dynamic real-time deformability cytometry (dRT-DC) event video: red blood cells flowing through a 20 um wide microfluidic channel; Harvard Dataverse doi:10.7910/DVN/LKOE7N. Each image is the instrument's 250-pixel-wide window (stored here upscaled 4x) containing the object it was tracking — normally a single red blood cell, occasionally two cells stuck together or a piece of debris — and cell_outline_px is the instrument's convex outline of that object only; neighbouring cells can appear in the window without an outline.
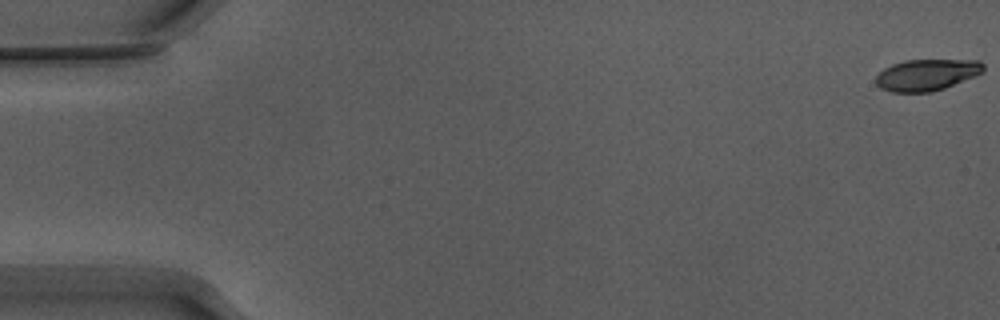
{"species": "Egyptian fruit bat (a non-hibernating species)", "species_latin": "Rousettus aegyptiacus", "temperature_condition": "warm", "stored_images_in_passage": 54, "camera_frame_rate_fps": 3000, "um_per_image_px": 0.085, "animal": {"sex": "male"}, "frame": {"image": 1, "passage_image": 1, "time_ms": 0.0, "image_size_px": [1000, 320], "cell_outline_px": [[984, 72], [976, 76], [944, 88], [932, 92], [892, 92], [880, 88], [876, 84], [876, 76], [884, 68], [892, 64], [904, 60], [980, 60], [984, 64]], "centroid_in_image_um": [78.79, 6.36], "position_along_channel_um": 6.2, "area_um2": 19.83}}
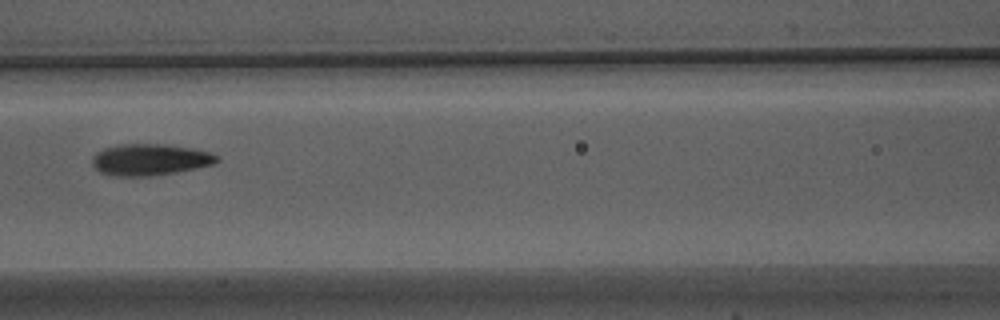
{"frame": {"image": 2, "passage_image": 25, "time_ms": 8.0, "image_size_px": [1000, 320], "cell_outline_px": [[220, 160], [212, 164], [176, 172], [148, 176], [116, 176], [100, 172], [92, 164], [92, 156], [96, 152], [104, 148], [120, 144], [164, 144], [192, 148], [208, 152], [216, 156]], "centroid_in_image_um": [12.7, 13.56], "position_along_channel_um": 153.9, "area_um2": 22.66}}
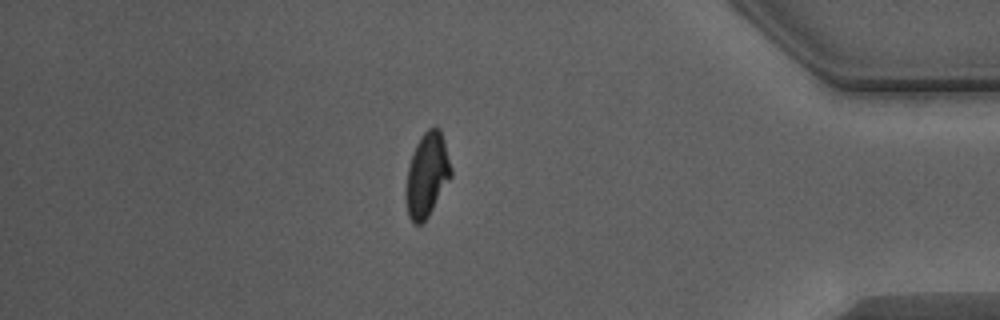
{"frame": {"image": 3, "passage_image": 47, "time_ms": 15.333, "image_size_px": [1000, 320], "cell_outline_px": [[452, 176], [428, 216], [420, 224], [412, 224], [408, 216], [404, 196], [408, 168], [416, 144], [420, 136], [428, 128], [436, 124], [440, 128], [444, 140], [452, 168]], "centroid_in_image_um": [36.29, 14.85], "position_along_channel_um": 398.9, "area_um2": 22.31}, "authors_computed_cell_mechanics": {"area_um2": 21.7328, "velocity_mm_per_s": 3.8629, "shape_relaxation_time_tau1_ms": 3.4631, "shape_relaxation_time_tau2_ms": 1.7594, "deformation_change_tau1": 0.1713, "deformation_change_tau2": 0.0923}}